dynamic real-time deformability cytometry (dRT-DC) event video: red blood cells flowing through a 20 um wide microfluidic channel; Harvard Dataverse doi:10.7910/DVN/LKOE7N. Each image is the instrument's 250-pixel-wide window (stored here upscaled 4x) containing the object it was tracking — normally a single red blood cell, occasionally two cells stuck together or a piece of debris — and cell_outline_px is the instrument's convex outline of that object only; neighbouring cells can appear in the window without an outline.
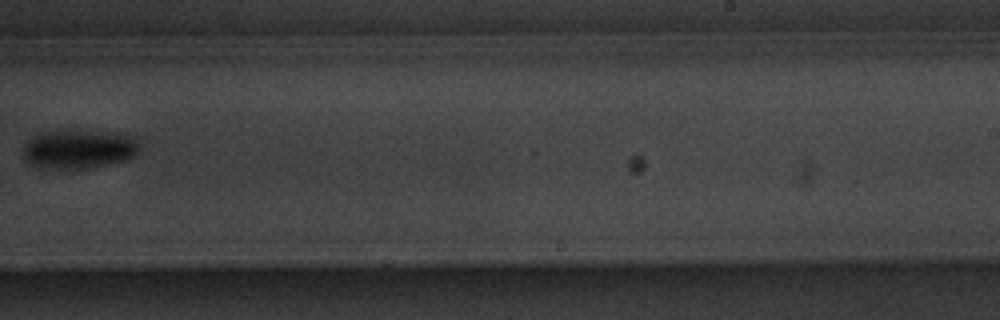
{"species": "common noctule bat (a hibernating species)", "species_latin": "Nyctalus noctula", "temperature_condition": "warm", "stored_images_in_passage": 9, "camera_frame_rate_fps": 3000, "um_per_image_px": 0.085, "animal": {"sex": "male", "body_mass_g": 20.1, "forearm_length_mm": 53.5}, "frame": {"image": 1, "passage_image": 9, "time_ms": 9.333, "image_size_px": [1000, 320], "cell_outline_px": [[140, 148], [136, 156], [128, 160], [92, 168], [64, 168], [32, 164], [24, 160], [24, 148], [36, 136], [48, 132], [72, 128], [116, 132], [132, 136], [136, 140]], "centroid_in_image_um": [6.83, 12.64], "position_along_channel_um": 282.2, "area_um2": 26.47}}